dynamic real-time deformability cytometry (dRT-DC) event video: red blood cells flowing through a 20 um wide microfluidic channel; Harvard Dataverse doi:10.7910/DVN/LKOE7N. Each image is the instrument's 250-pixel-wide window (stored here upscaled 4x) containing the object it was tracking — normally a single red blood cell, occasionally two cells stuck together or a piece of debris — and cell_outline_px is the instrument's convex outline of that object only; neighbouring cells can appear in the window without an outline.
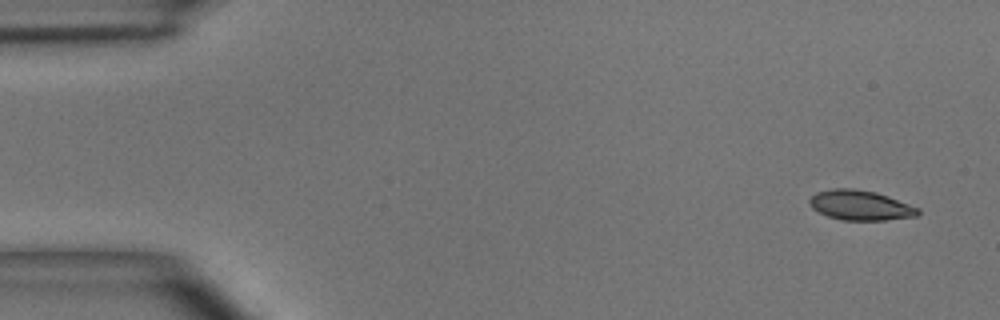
{"species": "common noctule bat (a hibernating species)", "species_latin": "Nyctalus noctula", "temperature_condition": "room temperature", "stored_images_in_passage": 48, "segment_of_instrument_passage": [1, 2], "camera_frame_rate_fps": 3000, "um_per_image_px": 0.085, "animal": {"sex": "male", "body_mass_g": 15.6}, "frame": {"image": 1, "passage_image": 1, "time_ms": 0.0, "image_size_px": [1000, 320], "cell_outline_px": [[920, 212], [916, 216], [884, 220], [840, 220], [828, 216], [812, 208], [808, 204], [808, 200], [816, 192], [832, 188], [852, 188], [876, 192], [888, 196], [920, 208]], "centroid_in_image_um": [73.11, 17.44], "position_along_channel_um": 11.9, "area_um2": 18.96}}
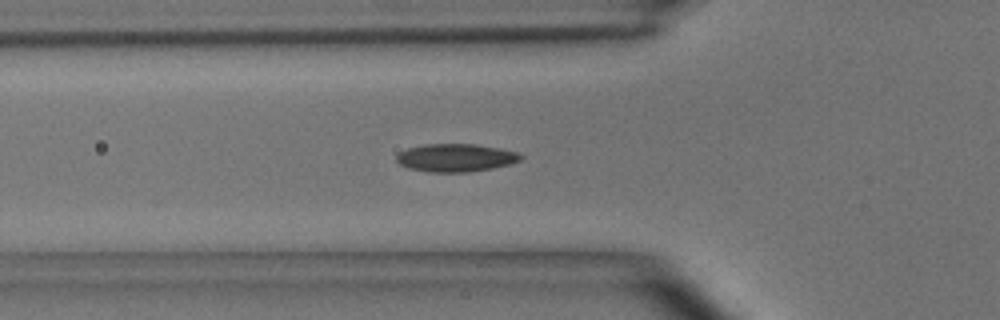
{"frame": {"image": 2, "passage_image": 15, "time_ms": 4.667, "image_size_px": [1000, 320], "cell_outline_px": [[524, 156], [520, 160], [512, 164], [492, 168], [468, 172], [428, 172], [408, 168], [400, 164], [396, 160], [396, 156], [400, 152], [408, 148], [424, 144], [476, 144], [500, 148], [516, 152]], "centroid_in_image_um": [38.75, 13.41], "position_along_channel_um": 87.1, "area_um2": 20.29}}
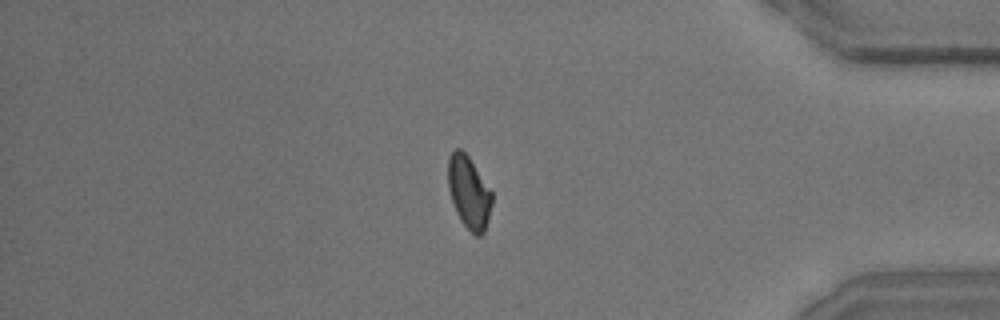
{"frame": {"image": 3, "passage_image": 40, "time_ms": 13.0, "image_size_px": [1000, 320], "cell_outline_px": [[492, 204], [484, 232], [480, 236], [476, 236], [460, 220], [456, 212], [448, 188], [448, 160], [452, 152], [456, 148], [460, 148], [468, 156], [492, 192]], "centroid_in_image_um": [39.85, 16.35], "position_along_channel_um": 395.4, "area_um2": 18.26}}